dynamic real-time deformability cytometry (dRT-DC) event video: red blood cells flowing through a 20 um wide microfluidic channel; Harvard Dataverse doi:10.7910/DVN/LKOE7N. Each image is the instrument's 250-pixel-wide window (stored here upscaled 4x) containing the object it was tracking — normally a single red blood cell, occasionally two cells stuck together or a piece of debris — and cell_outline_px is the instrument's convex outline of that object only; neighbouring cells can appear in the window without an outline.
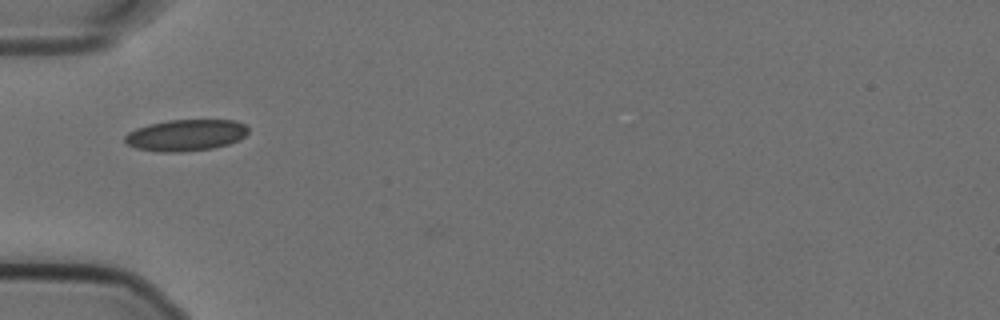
{"species": "Egyptian fruit bat (a non-hibernating species)", "species_latin": "Rousettus aegyptiacus", "temperature_condition": "cold", "stored_images_in_passage": 39, "camera_frame_rate_fps": 3000, "um_per_image_px": 0.085, "animal": {"sex": "female"}, "frame": {"image": 1, "passage_image": 1, "time_ms": 0.0, "image_size_px": [1000, 320], "cell_outline_px": [[248, 132], [240, 140], [228, 144], [212, 148], [180, 152], [160, 152], [136, 148], [128, 144], [124, 140], [124, 136], [128, 132], [136, 128], [148, 124], [168, 120], [236, 120], [244, 124], [248, 128]], "centroid_in_image_um": [15.79, 11.48], "position_along_channel_um": 69.2, "area_um2": 22.66}}
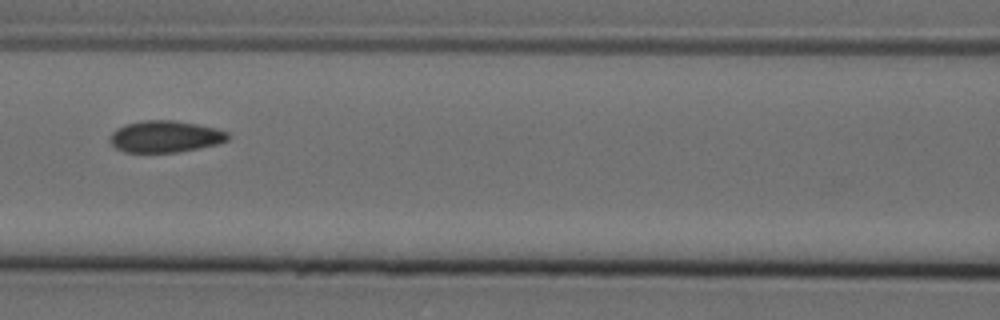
{"frame": {"image": 2, "passage_image": 8, "time_ms": 2.333, "image_size_px": [1000, 320], "cell_outline_px": [[228, 140], [216, 144], [176, 152], [124, 152], [116, 148], [108, 140], [112, 132], [116, 128], [128, 124], [144, 120], [172, 120], [196, 124], [216, 128], [228, 132]], "centroid_in_image_um": [14.01, 11.6], "position_along_channel_um": 152.6, "area_um2": 21.56}}
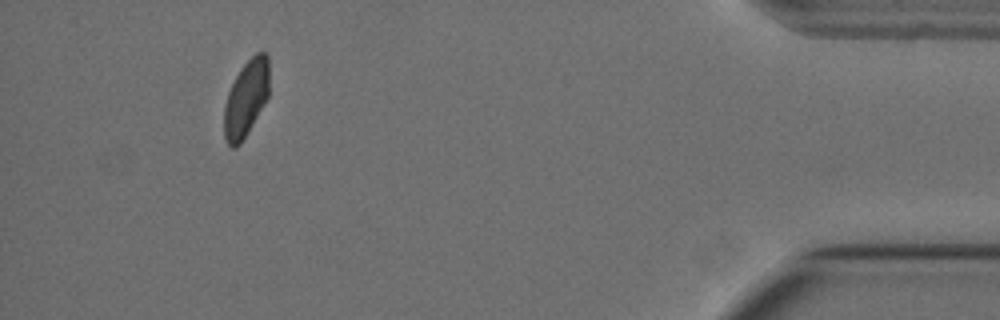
{"frame": {"image": 3, "passage_image": 35, "time_ms": 11.333, "image_size_px": [1000, 320], "cell_outline_px": [[268, 96], [248, 132], [240, 144], [236, 148], [232, 148], [228, 144], [224, 136], [224, 108], [228, 92], [236, 76], [244, 64], [256, 52], [264, 52], [268, 56]], "centroid_in_image_um": [20.9, 8.38], "position_along_channel_um": 414.3, "area_um2": 19.83}, "authors_computed_cell_mechanics": {"area_um2": 21.964, "velocity_mm_per_s": 3.5618, "shape_relaxation_time_tau1_ms": null, "shape_relaxation_time_tau2_ms": 1.7932, "deformation_change_tau1": null, "deformation_change_tau2": 0.0499}}